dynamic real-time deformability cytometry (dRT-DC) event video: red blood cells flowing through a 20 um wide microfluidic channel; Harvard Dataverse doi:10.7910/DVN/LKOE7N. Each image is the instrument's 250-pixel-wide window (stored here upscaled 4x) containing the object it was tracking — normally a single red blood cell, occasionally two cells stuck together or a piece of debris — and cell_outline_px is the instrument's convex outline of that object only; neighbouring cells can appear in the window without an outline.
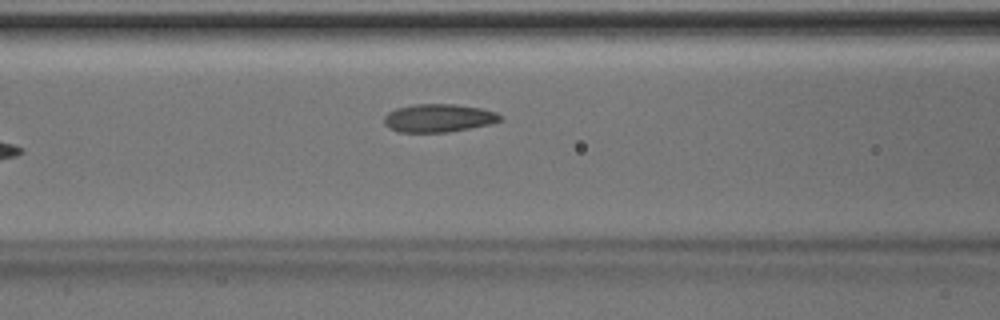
{"species": "Egyptian fruit bat (a non-hibernating species)", "species_latin": "Rousettus aegyptiacus", "temperature_condition": "room temperature", "stored_images_in_passage": 6, "camera_frame_rate_fps": 3000, "um_per_image_px": 0.085, "animal": {"sex": "male"}, "frame": {"image": 1, "passage_image": 6, "time_ms": 1.667, "image_size_px": [1000, 320], "cell_outline_px": [[500, 120], [488, 124], [448, 132], [400, 132], [388, 128], [384, 124], [384, 116], [388, 112], [396, 108], [416, 104], [452, 104], [480, 108], [496, 112], [500, 116]], "centroid_in_image_um": [37.21, 10.03], "position_along_channel_um": 129.4, "area_um2": 18.79}}